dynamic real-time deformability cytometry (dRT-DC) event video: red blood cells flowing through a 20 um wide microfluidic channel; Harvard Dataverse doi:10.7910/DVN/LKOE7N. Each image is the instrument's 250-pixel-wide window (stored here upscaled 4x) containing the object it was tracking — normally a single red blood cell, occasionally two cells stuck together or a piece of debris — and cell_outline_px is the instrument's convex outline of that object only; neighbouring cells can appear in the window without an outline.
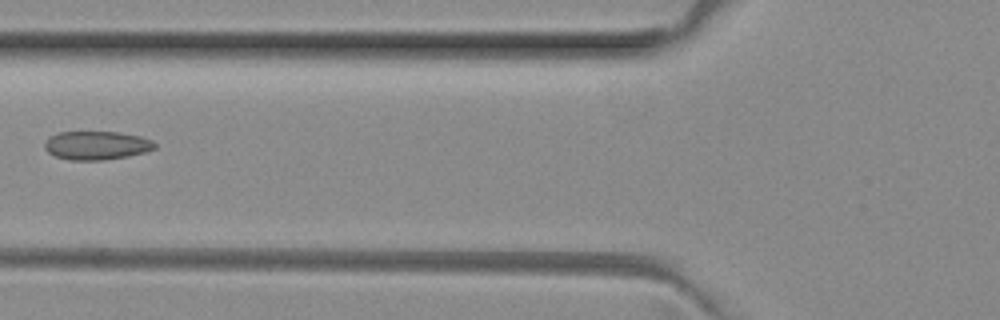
{"species": "common noctule bat (a hibernating species)", "species_latin": "Nyctalus noctula", "temperature_condition": "room temperature", "stored_images_in_passage": 6, "camera_frame_rate_fps": 3000, "um_per_image_px": 0.085, "animal": {"sex": "female", "body_mass_g": 29.2, "forearm_length_mm": 56.3}, "frame": {"image": 1, "passage_image": 6, "time_ms": 1.667, "image_size_px": [1000, 320], "cell_outline_px": [[156, 148], [144, 152], [128, 156], [104, 160], [68, 160], [56, 156], [48, 152], [44, 148], [44, 144], [52, 136], [60, 132], [120, 132], [140, 136], [152, 140], [156, 144]], "centroid_in_image_um": [8.24, 12.36], "position_along_channel_um": 117.6, "area_um2": 18.26}}